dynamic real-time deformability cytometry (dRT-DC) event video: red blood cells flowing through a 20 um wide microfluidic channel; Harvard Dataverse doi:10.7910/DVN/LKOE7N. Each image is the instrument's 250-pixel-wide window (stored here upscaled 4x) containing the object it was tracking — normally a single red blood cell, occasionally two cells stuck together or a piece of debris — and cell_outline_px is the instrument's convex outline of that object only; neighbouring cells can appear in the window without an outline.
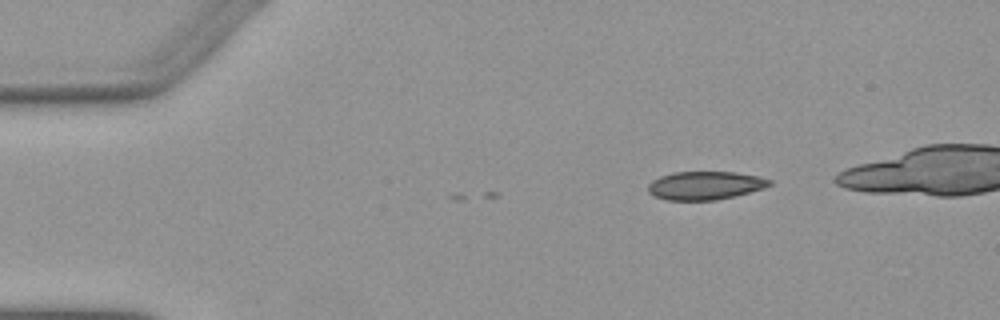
{"species": "Egyptian fruit bat (a non-hibernating species)", "species_latin": "Rousettus aegyptiacus", "temperature_condition": "warm", "stored_images_in_passage": 2, "camera_frame_rate_fps": 3000, "um_per_image_px": 0.085, "animal": {"sex": "female"}, "frame": {"image": 1, "passage_image": 2, "time_ms": 0.333, "image_size_px": [1000, 320], "cell_outline_px": [[772, 184], [764, 188], [716, 200], [668, 200], [656, 196], [648, 192], [648, 184], [652, 180], [660, 176], [676, 172], [736, 172], [756, 176], [772, 180]], "centroid_in_image_um": [59.92, 15.76], "position_along_channel_um": 25.1, "area_um2": 19.83}}